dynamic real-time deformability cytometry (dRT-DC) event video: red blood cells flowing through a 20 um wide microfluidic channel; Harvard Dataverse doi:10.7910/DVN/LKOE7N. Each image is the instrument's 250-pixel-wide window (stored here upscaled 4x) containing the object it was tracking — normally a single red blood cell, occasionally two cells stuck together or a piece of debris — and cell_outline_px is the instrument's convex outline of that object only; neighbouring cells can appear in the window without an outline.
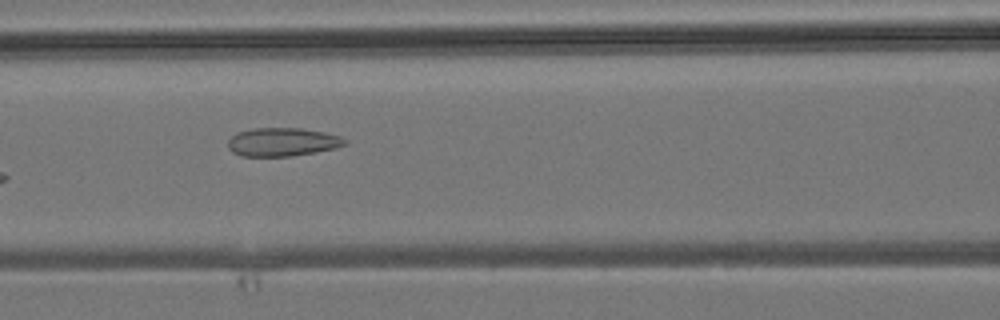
{"species": "common noctule bat (a hibernating species)", "species_latin": "Nyctalus noctula", "temperature_condition": "room temperature", "stored_images_in_passage": 10, "camera_frame_rate_fps": 3000, "um_per_image_px": 0.085, "animal": {"sex": "male", "body_mass_g": 19.2, "forearm_length_mm": 51.8}, "frame": {"image": 1, "passage_image": 7, "time_ms": 7.0, "image_size_px": [1000, 320], "cell_outline_px": [[348, 144], [336, 148], [316, 152], [292, 156], [240, 156], [232, 152], [228, 148], [228, 140], [232, 136], [240, 132], [252, 128], [300, 128], [324, 132], [340, 136], [348, 140]], "centroid_in_image_um": [24.03, 12.07], "position_along_channel_um": 142.6, "area_um2": 19.48}}
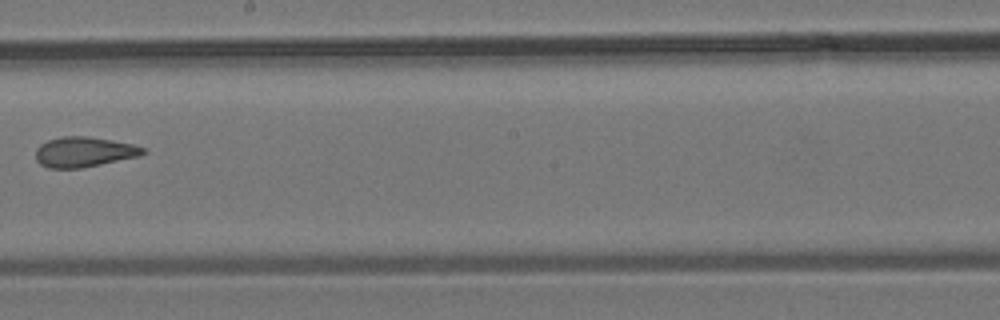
{"frame": {"image": 2, "passage_image": 9, "time_ms": 9.333, "image_size_px": [1000, 320], "cell_outline_px": [[148, 152], [140, 156], [80, 168], [48, 168], [40, 164], [36, 160], [36, 148], [40, 144], [48, 140], [60, 136], [88, 136], [112, 140], [132, 144], [148, 148]], "centroid_in_image_um": [7.16, 12.91], "position_along_channel_um": 241.0, "area_um2": 19.02}}
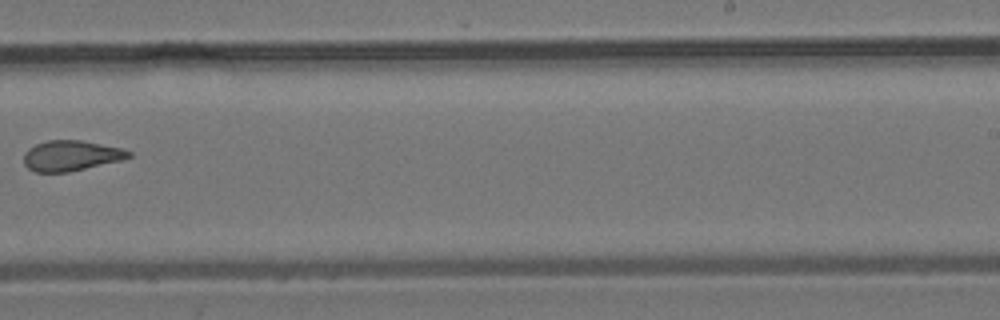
{"frame": {"image": 3, "passage_image": 10, "time_ms": 10.333, "image_size_px": [1000, 320], "cell_outline_px": [[132, 156], [120, 160], [68, 172], [36, 172], [28, 168], [24, 164], [24, 152], [28, 148], [36, 144], [48, 140], [80, 140], [120, 148], [132, 152]], "centroid_in_image_um": [6.0, 13.23], "position_along_channel_um": 283.0, "area_um2": 18.38}}